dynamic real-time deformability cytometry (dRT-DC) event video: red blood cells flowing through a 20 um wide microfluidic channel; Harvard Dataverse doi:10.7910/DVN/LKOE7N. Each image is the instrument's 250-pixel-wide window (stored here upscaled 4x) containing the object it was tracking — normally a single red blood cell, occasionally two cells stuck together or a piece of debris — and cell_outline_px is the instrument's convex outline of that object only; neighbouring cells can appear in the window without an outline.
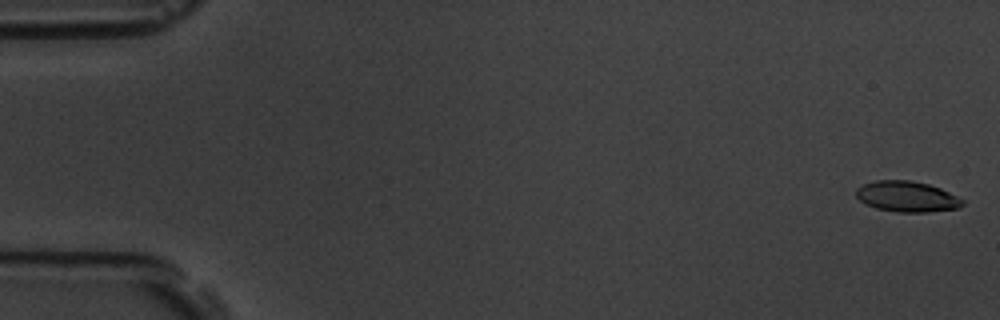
{"species": "common noctule bat (a hibernating species)", "species_latin": "Nyctalus noctula", "temperature_condition": "room temperature", "stored_images_in_passage": 58, "camera_frame_rate_fps": 3000, "um_per_image_px": 0.085, "animal": {"sex": "male", "body_mass_g": 19.5, "forearm_length_mm": 54.6}, "frame": {"image": 1, "passage_image": 1, "time_ms": 0.0, "image_size_px": [1000, 320], "cell_outline_px": [[964, 204], [960, 208], [928, 212], [896, 212], [876, 208], [860, 200], [856, 196], [856, 188], [864, 184], [876, 180], [912, 180], [928, 184], [940, 188], [964, 200]], "centroid_in_image_um": [77.1, 16.71], "position_along_channel_um": 7.9, "area_um2": 19.02}}
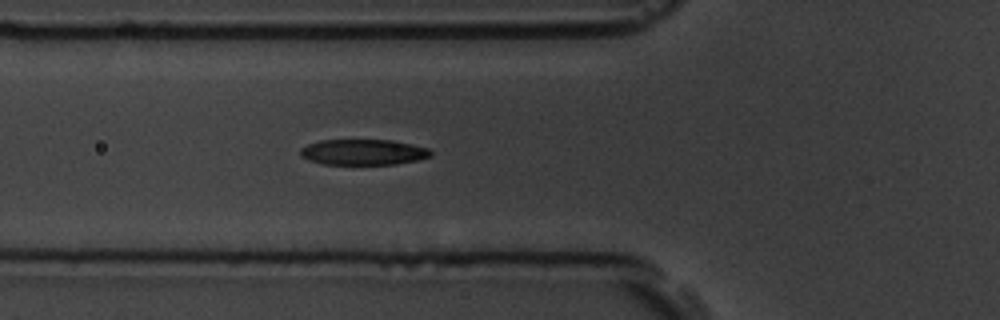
{"frame": {"image": 2, "passage_image": 21, "time_ms": 6.667, "image_size_px": [1000, 320], "cell_outline_px": [[432, 156], [416, 160], [396, 164], [320, 164], [308, 160], [300, 156], [300, 148], [308, 144], [320, 140], [392, 140], [412, 144], [428, 148], [432, 152]], "centroid_in_image_um": [30.85, 12.93], "position_along_channel_um": 94.9, "area_um2": 19.59}}
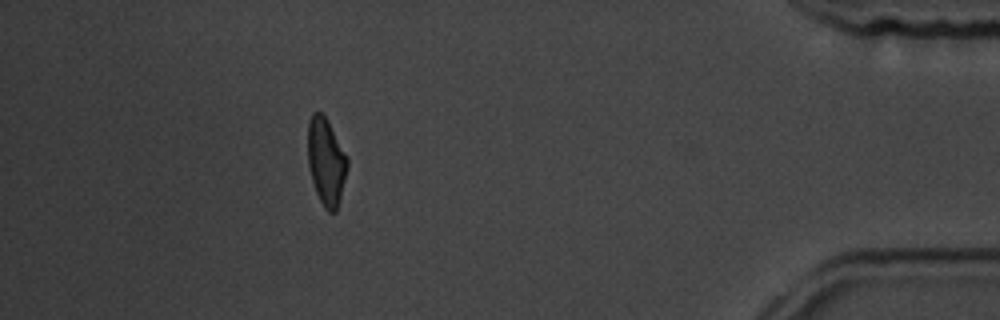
{"frame": {"image": 3, "passage_image": 52, "time_ms": 17.0, "image_size_px": [1000, 320], "cell_outline_px": [[348, 164], [340, 200], [336, 212], [328, 212], [324, 208], [316, 192], [312, 180], [308, 164], [308, 120], [312, 112], [320, 112], [324, 116], [348, 156]], "centroid_in_image_um": [27.72, 13.75], "position_along_channel_um": 407.5, "area_um2": 20.0}, "authors_computed_cell_mechanics": {"area_um2": 20.0855, "velocity_mm_per_s": 3.5342, "shape_relaxation_time_tau1_ms": 2.6861, "shape_relaxation_time_tau2_ms": 1.7868, "deformation_change_tau1": 0.1524, "deformation_change_tau2": 0.0873}}